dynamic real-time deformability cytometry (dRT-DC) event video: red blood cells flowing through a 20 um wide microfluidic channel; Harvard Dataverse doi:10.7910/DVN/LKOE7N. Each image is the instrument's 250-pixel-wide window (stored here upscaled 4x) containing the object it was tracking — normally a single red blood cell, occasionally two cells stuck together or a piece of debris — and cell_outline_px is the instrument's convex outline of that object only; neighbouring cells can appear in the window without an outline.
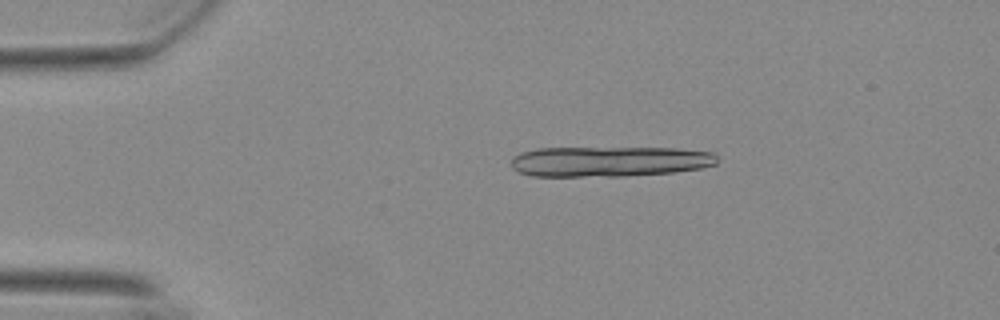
{"species": "Egyptian fruit bat (a non-hibernating species)", "species_latin": "Rousettus aegyptiacus", "temperature_condition": "warm", "stored_images_in_passage": 16, "camera_frame_rate_fps": 3000, "um_per_image_px": 0.085, "animal": {"sex": "female"}, "frame": {"image": 1, "passage_image": 10, "time_ms": 3.0, "image_size_px": [1000, 320], "cell_outline_px": [[716, 164], [700, 168], [676, 172], [624, 176], [532, 176], [520, 172], [512, 168], [512, 156], [520, 152], [536, 148], [676, 148], [712, 152], [716, 156]], "centroid_in_image_um": [51.77, 13.72], "position_along_channel_um": 33.2, "area_um2": 36.53}}